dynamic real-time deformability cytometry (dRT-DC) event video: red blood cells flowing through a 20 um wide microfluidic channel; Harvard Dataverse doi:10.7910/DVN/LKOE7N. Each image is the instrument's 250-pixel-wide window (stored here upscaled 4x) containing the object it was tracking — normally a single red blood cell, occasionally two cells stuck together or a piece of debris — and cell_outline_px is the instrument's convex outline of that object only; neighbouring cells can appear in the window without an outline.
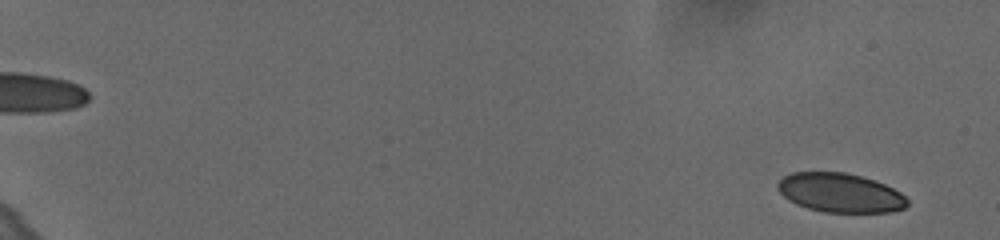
{"species": "human", "species_latin": "Homo sapiens", "temperature_condition": "cold", "stored_images_in_passage": 43, "camera_frame_rate_fps": 3000, "um_per_image_px": 0.085, "donor": {"sex": "female"}, "frame": {"image": 1, "passage_image": 1, "time_ms": 0.0, "image_size_px": [1000, 240], "cell_outline_px": [[908, 204], [904, 208], [892, 212], [824, 212], [808, 208], [796, 204], [788, 200], [776, 188], [776, 184], [784, 176], [792, 172], [844, 172], [876, 180], [900, 192], [908, 200]], "centroid_in_image_um": [71.4, 16.38], "position_along_channel_um": 13.6, "area_um2": 29.59}}
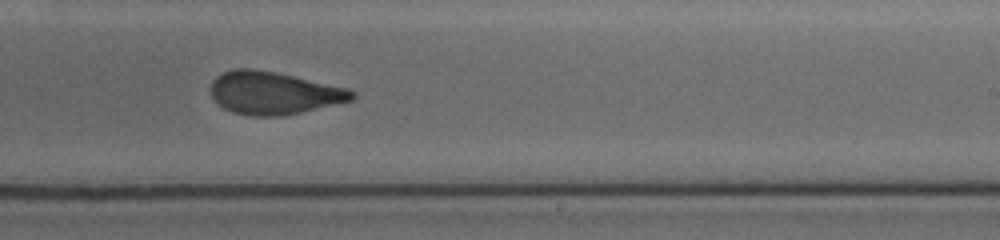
{"frame": {"image": 2, "passage_image": 24, "time_ms": 7.667, "image_size_px": [1000, 240], "cell_outline_px": [[356, 96], [352, 100], [300, 112], [280, 116], [252, 116], [232, 112], [224, 108], [212, 96], [208, 88], [212, 80], [216, 76], [224, 72], [236, 68], [252, 68], [292, 76], [348, 88], [356, 92]], "centroid_in_image_um": [23.23, 7.9], "position_along_channel_um": 265.8, "area_um2": 34.85}}
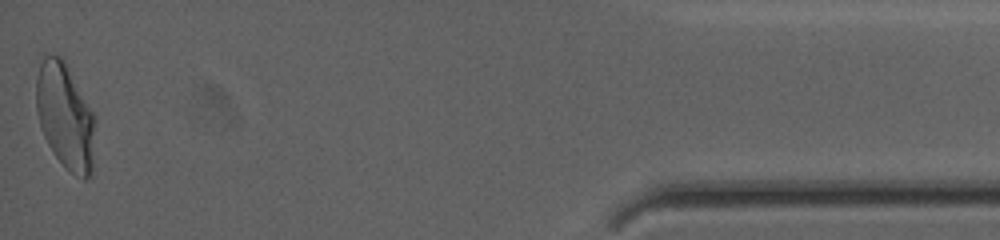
{"frame": {"image": 3, "passage_image": 43, "time_ms": 14.0, "image_size_px": [1000, 240], "cell_outline_px": [[96, 120], [92, 176], [84, 180], [76, 176], [52, 152], [40, 128], [36, 112], [36, 76], [44, 52], [60, 56], [64, 60], [96, 116]], "centroid_in_image_um": [5.55, 9.86], "position_along_channel_um": 429.6, "area_um2": 36.93}, "authors_computed_cell_mechanics": {"area_um2": 35.6048, "velocity_mm_per_s": 3.6281, "shape_relaxation_time_tau1_ms": 6.7414, "shape_relaxation_time_tau2_ms": 1.5444, "deformation_change_tau1": 0.1818, "deformation_change_tau2": 0.069}}